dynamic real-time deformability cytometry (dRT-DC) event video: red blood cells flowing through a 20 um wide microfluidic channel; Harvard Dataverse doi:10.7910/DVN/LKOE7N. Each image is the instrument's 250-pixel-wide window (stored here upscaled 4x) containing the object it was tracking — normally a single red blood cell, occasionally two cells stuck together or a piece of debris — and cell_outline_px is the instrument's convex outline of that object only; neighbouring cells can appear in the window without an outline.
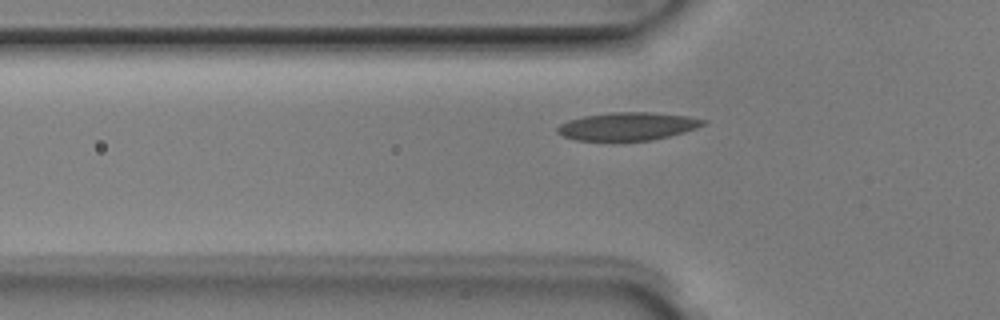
{"species": "Egyptian fruit bat (a non-hibernating species)", "species_latin": "Rousettus aegyptiacus", "temperature_condition": "room temperature", "stored_images_in_passage": 39, "camera_frame_rate_fps": 3000, "um_per_image_px": 0.085, "animal": {"sex": "male"}, "frame": {"image": 1, "passage_image": 8, "time_ms": 2.333, "image_size_px": [1000, 320], "cell_outline_px": [[708, 120], [704, 124], [696, 128], [684, 132], [652, 140], [576, 140], [564, 136], [556, 132], [556, 128], [560, 124], [568, 120], [584, 116], [612, 112], [652, 112], [688, 116]], "centroid_in_image_um": [53.35, 10.73], "position_along_channel_um": 72.4, "area_um2": 23.64}}
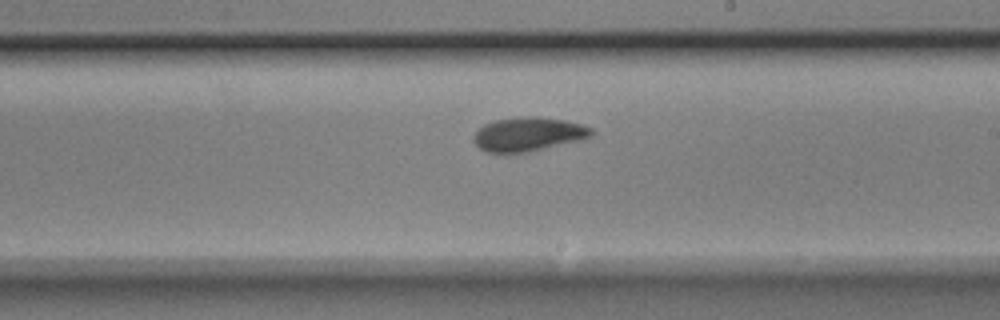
{"frame": {"image": 2, "passage_image": 21, "time_ms": 6.667, "image_size_px": [1000, 320], "cell_outline_px": [[592, 136], [588, 140], [528, 152], [484, 152], [472, 140], [472, 136], [484, 124], [496, 120], [524, 116], [536, 116], [564, 120], [580, 124], [592, 128]], "centroid_in_image_um": [44.96, 11.42], "position_along_channel_um": 244.0, "area_um2": 23.58}}
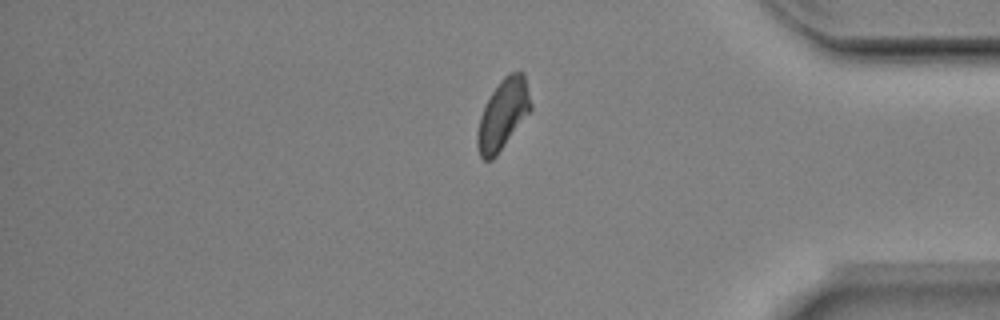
{"frame": {"image": 3, "passage_image": 34, "time_ms": 11.0, "image_size_px": [1000, 320], "cell_outline_px": [[532, 108], [496, 156], [492, 160], [484, 160], [480, 156], [476, 144], [476, 132], [480, 116], [492, 92], [500, 80], [508, 72], [524, 72], [532, 104]], "centroid_in_image_um": [42.74, 9.71], "position_along_channel_um": 392.5, "area_um2": 21.68}}